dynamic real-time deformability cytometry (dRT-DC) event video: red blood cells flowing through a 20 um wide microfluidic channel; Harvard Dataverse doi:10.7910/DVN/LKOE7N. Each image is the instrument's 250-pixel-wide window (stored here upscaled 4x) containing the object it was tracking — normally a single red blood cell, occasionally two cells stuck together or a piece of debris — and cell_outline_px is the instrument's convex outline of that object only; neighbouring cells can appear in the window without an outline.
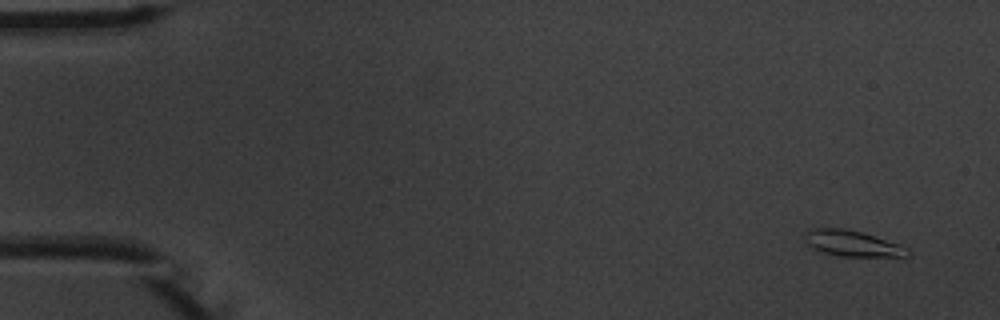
{"species": "common noctule bat (a hibernating species)", "species_latin": "Nyctalus noctula", "temperature_condition": "warm", "stored_images_in_passage": 6, "camera_frame_rate_fps": 3000, "um_per_image_px": 0.085, "animal": {"sex": "male", "body_mass_g": 20.1, "forearm_length_mm": 53.5}, "frame": {"image": 1, "passage_image": 1, "time_ms": 0.0, "image_size_px": [1000, 320], "cell_outline_px": [[912, 256], [840, 256], [824, 252], [812, 248], [804, 240], [804, 232], [812, 228], [844, 228], [860, 232], [900, 244], [912, 248]], "centroid_in_image_um": [72.49, 20.69], "position_along_channel_um": 12.5, "area_um2": 15.61}}